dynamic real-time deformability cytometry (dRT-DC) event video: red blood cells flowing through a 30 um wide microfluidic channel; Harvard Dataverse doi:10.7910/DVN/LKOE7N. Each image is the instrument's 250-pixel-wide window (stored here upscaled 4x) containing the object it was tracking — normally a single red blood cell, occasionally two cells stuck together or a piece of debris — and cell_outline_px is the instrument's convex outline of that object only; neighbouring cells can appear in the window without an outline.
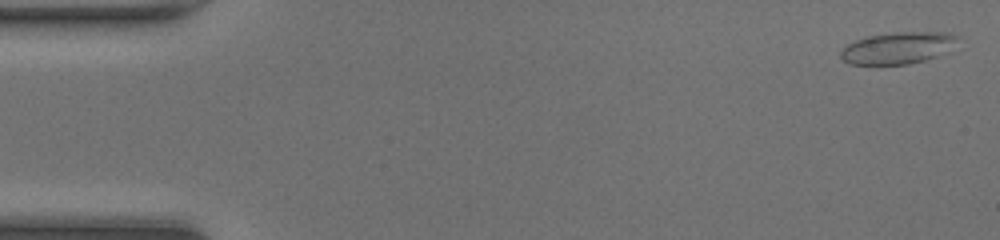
{"species": "common noctule bat (a hibernating species)", "species_latin": "Nyctalus noctula", "temperature_condition": "room temperature", "stored_images_in_passage": 48, "camera_frame_rate_fps": 3000, "um_per_image_px": 0.085, "animal": {"sex": "female", "body_mass_g": 20.0, "forearm_length_mm": 54.0}, "frame": {"image": 1, "passage_image": 2, "time_ms": 0.333, "image_size_px": [1000, 240], "cell_outline_px": [[960, 36], [948, 52], [924, 60], [908, 64], [848, 64], [840, 56], [840, 52], [848, 44], [856, 40], [868, 36], [896, 32], [952, 32]], "centroid_in_image_um": [76.36, 4.06], "position_along_channel_um": 8.6, "area_um2": 21.62}}
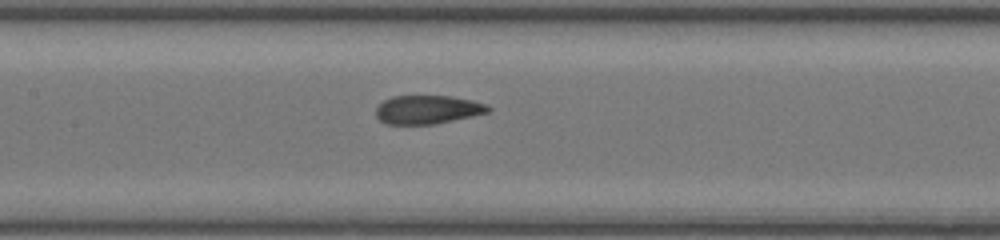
{"frame": {"image": 2, "passage_image": 23, "time_ms": 7.333, "image_size_px": [1000, 240], "cell_outline_px": [[492, 108], [488, 112], [472, 116], [432, 124], [384, 124], [376, 116], [376, 108], [384, 100], [392, 96], [452, 96], [472, 100], [484, 104]], "centroid_in_image_um": [36.32, 9.31], "position_along_channel_um": 171.1, "area_um2": 18.55}}
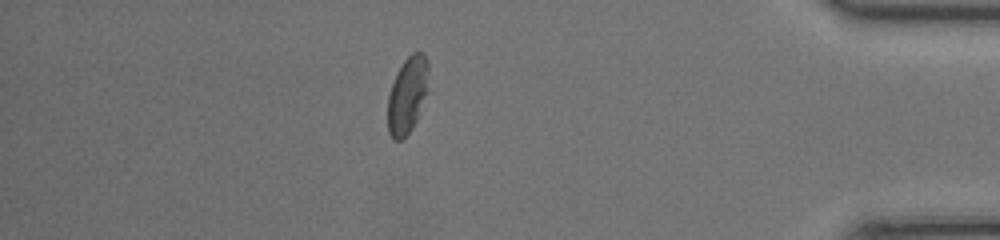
{"frame": {"image": 3, "passage_image": 42, "time_ms": 13.667, "image_size_px": [1000, 240], "cell_outline_px": [[428, 68], [424, 92], [416, 120], [412, 128], [400, 140], [392, 140], [388, 132], [388, 96], [396, 72], [404, 60], [412, 52], [424, 52], [428, 60]], "centroid_in_image_um": [34.58, 8.05], "position_along_channel_um": 400.6, "area_um2": 17.63}, "authors_computed_cell_mechanics": {"area_um2": 19.7098, "velocity_mm_per_s": 4.2909, "shape_relaxation_time_tau1_ms": 7.8184, "shape_relaxation_time_tau2_ms": 1.6248, "deformation_change_tau1": 0.1949, "deformation_change_tau2": 0.0568}}